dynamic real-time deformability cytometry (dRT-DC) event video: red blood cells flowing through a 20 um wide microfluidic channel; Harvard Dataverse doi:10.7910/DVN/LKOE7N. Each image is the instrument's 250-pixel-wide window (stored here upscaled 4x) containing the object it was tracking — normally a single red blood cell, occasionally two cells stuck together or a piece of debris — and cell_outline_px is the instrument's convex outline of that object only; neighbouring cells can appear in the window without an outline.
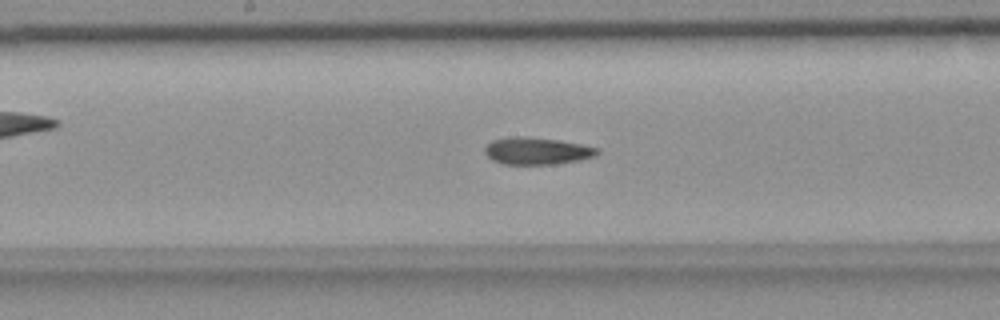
{"species": "common noctule bat (a hibernating species)", "species_latin": "Nyctalus noctula", "temperature_condition": "room temperature", "stored_images_in_passage": 57, "camera_frame_rate_fps": 3000, "um_per_image_px": 0.085, "animal": {"sex": "female", "body_mass_g": 18.4}, "frame": {"image": 1, "passage_image": 29, "time_ms": 9.333, "image_size_px": [1000, 320], "cell_outline_px": [[600, 152], [596, 156], [580, 160], [556, 164], [504, 164], [492, 160], [484, 152], [484, 148], [492, 140], [520, 136], [528, 136], [560, 140], [600, 148]], "centroid_in_image_um": [45.67, 12.83], "position_along_channel_um": 202.5, "area_um2": 17.86}}
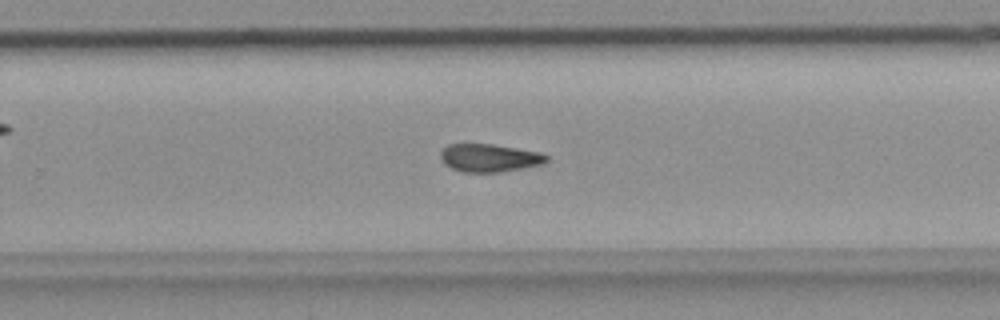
{"frame": {"image": 2, "passage_image": 36, "time_ms": 11.667, "image_size_px": [1000, 320], "cell_outline_px": [[548, 160], [540, 164], [524, 168], [500, 172], [460, 172], [444, 164], [440, 156], [440, 152], [448, 144], [492, 144], [540, 152], [548, 156]], "centroid_in_image_um": [41.58, 13.42], "position_along_channel_um": 288.2, "area_um2": 17.22}}
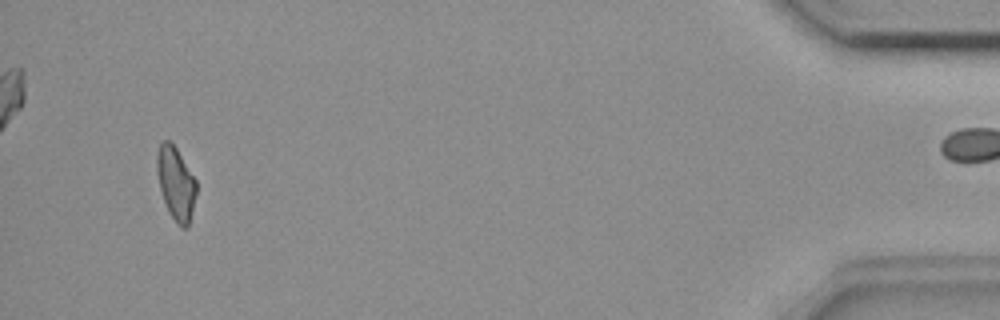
{"frame": {"image": 3, "passage_image": 53, "time_ms": 17.333, "image_size_px": [1000, 320], "cell_outline_px": [[196, 192], [188, 228], [180, 228], [176, 224], [168, 212], [160, 188], [156, 168], [156, 152], [160, 144], [164, 140], [168, 140], [176, 148], [196, 180]], "centroid_in_image_um": [14.93, 15.61], "position_along_channel_um": 420.3, "area_um2": 16.7}, "authors_computed_cell_mechanics": {"area_um2": 17.8602, "velocity_mm_per_s": 3.6838, "shape_relaxation_time_tau1_ms": null, "shape_relaxation_time_tau2_ms": 5.4963, "deformation_change_tau1": null, "deformation_change_tau2": 0.1234}}